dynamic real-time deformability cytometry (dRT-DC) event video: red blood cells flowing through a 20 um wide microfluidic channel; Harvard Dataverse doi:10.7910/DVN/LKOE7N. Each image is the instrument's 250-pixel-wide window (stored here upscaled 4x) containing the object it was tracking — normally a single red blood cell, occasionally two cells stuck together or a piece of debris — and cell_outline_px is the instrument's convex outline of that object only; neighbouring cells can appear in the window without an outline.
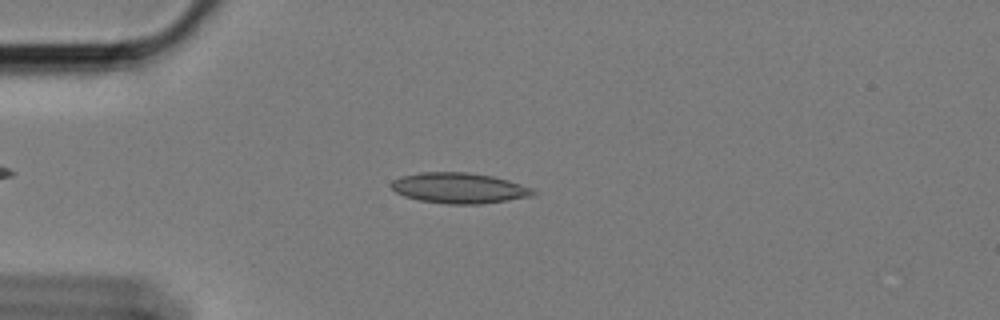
{"species": "Egyptian fruit bat (a non-hibernating species)", "species_latin": "Rousettus aegyptiacus", "temperature_condition": "cold", "stored_images_in_passage": 58, "camera_frame_rate_fps": 3000, "um_per_image_px": 0.085, "animal": {"sex": "female"}, "frame": {"image": 1, "passage_image": 14, "time_ms": 4.333, "image_size_px": [1000, 320], "cell_outline_px": [[540, 192], [532, 196], [508, 200], [480, 204], [448, 204], [420, 200], [404, 196], [396, 192], [388, 184], [392, 180], [400, 176], [420, 172], [468, 172], [492, 176], [508, 180], [532, 188]], "centroid_in_image_um": [39.02, 15.98], "position_along_channel_um": 46.0, "area_um2": 25.43}}
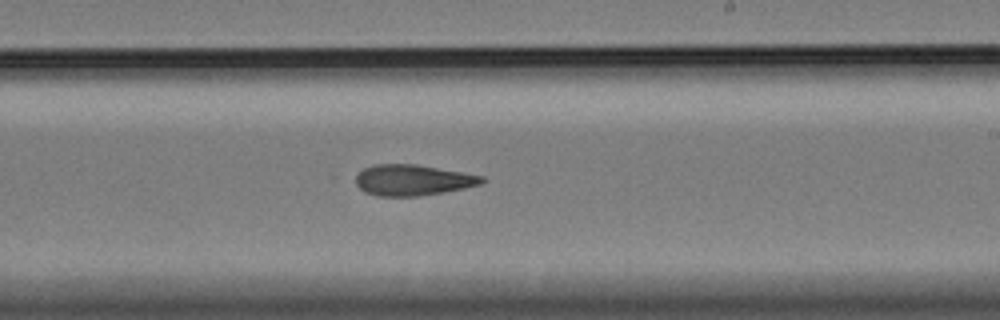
{"frame": {"image": 2, "passage_image": 34, "time_ms": 11.0, "image_size_px": [1000, 320], "cell_outline_px": [[488, 180], [480, 184], [464, 188], [444, 192], [420, 196], [376, 196], [364, 192], [356, 184], [352, 176], [364, 168], [376, 164], [416, 164], [464, 172], [484, 176]], "centroid_in_image_um": [35.06, 15.3], "position_along_channel_um": 253.9, "area_um2": 23.06}}
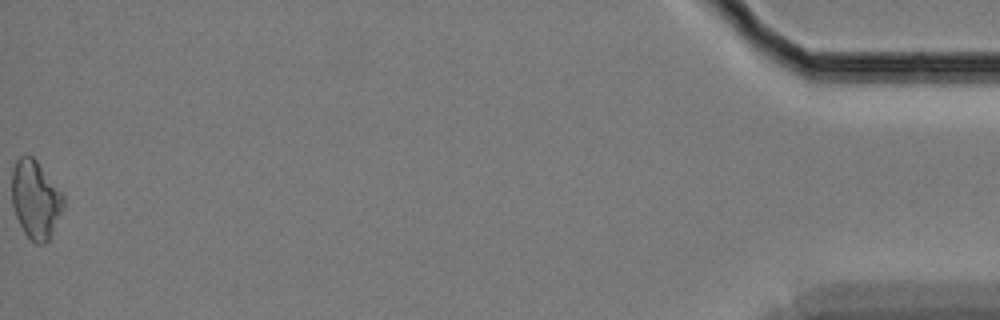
{"frame": {"image": 3, "passage_image": 58, "time_ms": 19.0, "image_size_px": [1000, 320], "cell_outline_px": [[64, 208], [48, 240], [44, 244], [36, 244], [24, 232], [16, 216], [12, 204], [12, 168], [16, 160], [20, 156], [32, 156], [36, 160], [64, 192]], "centroid_in_image_um": [3.04, 16.93], "position_along_channel_um": 432.2, "area_um2": 23.64}, "authors_computed_cell_mechanics": {"area_um2": 23.3801, "velocity_mm_per_s": 3.3883, "shape_relaxation_time_tau1_ms": null, "shape_relaxation_time_tau2_ms": 6.4274, "deformation_change_tau1": null, "deformation_change_tau2": 0.1388}}